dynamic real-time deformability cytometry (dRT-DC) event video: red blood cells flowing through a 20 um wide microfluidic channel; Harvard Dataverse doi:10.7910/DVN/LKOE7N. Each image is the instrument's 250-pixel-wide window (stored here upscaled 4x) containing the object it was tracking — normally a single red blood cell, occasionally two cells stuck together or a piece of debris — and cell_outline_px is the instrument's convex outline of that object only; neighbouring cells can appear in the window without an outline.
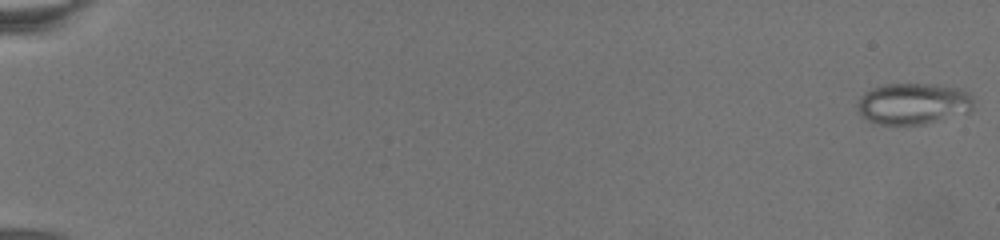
{"species": "common noctule bat (a hibernating species)", "species_latin": "Nyctalus noctula", "temperature_condition": "warm", "stored_images_in_passage": 71, "camera_frame_rate_fps": 3000, "um_per_image_px": 0.085, "animal": {"sex": "female", "body_mass_g": 19.5, "forearm_length_mm": 54.1}, "frame": {"image": 1, "passage_image": 1, "time_ms": 0.0, "image_size_px": [1000, 240], "cell_outline_px": [[972, 108], [968, 112], [924, 124], [880, 124], [868, 120], [860, 112], [856, 104], [860, 96], [864, 92], [872, 88], [884, 84], [936, 84], [956, 88], [968, 92], [972, 96]], "centroid_in_image_um": [77.6, 8.8], "position_along_channel_um": 7.4, "area_um2": 27.74}}
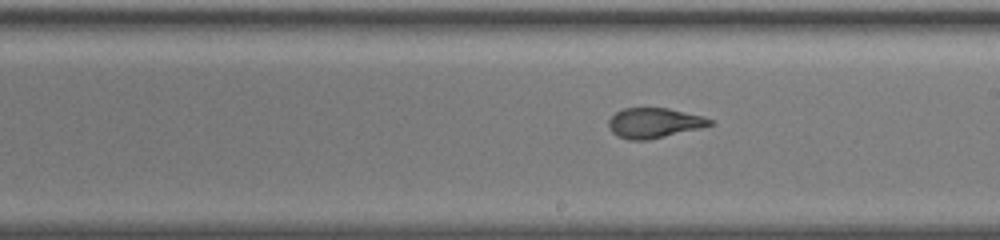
{"frame": {"image": 2, "passage_image": 47, "time_ms": 15.0, "image_size_px": [1000, 240], "cell_outline_px": [[716, 124], [700, 128], [648, 140], [628, 140], [616, 136], [612, 132], [608, 124], [608, 120], [616, 112], [624, 108], [668, 108], [704, 116], [712, 120]], "centroid_in_image_um": [55.61, 10.45], "position_along_channel_um": 233.4, "area_um2": 17.8}}
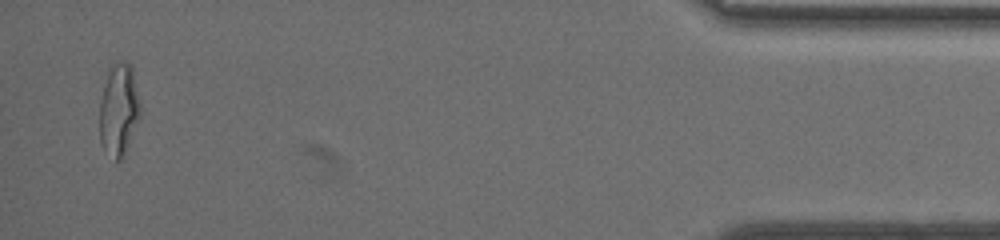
{"frame": {"image": 3, "passage_image": 71, "time_ms": 24.0, "image_size_px": [1000, 240], "cell_outline_px": [[140, 116], [128, 144], [120, 160], [116, 160], [100, 144], [100, 104], [108, 72], [112, 64], [120, 60], [124, 60], [132, 68], [140, 104]], "centroid_in_image_um": [10.1, 9.29], "position_along_channel_um": 425.1, "area_um2": 21.21}}